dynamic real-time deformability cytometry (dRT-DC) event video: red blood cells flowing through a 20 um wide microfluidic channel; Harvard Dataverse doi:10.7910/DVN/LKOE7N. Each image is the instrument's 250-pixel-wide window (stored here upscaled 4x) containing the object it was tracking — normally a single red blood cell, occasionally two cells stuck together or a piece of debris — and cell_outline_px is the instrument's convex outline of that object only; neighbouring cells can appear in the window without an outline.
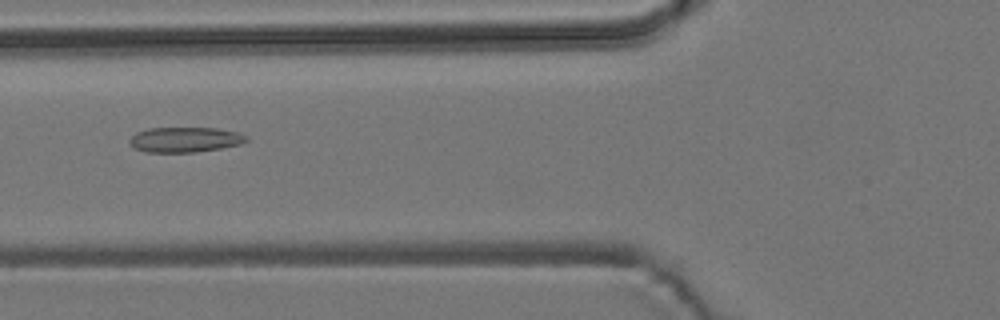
{"species": "common noctule bat (a hibernating species)", "species_latin": "Nyctalus noctula", "temperature_condition": "room temperature", "stored_images_in_passage": 55, "camera_frame_rate_fps": 3000, "um_per_image_px": 0.085, "animal": {"sex": "male", "body_mass_g": 19.2, "forearm_length_mm": 51.8}, "frame": {"image": 1, "passage_image": 21, "time_ms": 6.667, "image_size_px": [1000, 320], "cell_outline_px": [[248, 140], [240, 144], [220, 148], [196, 152], [144, 152], [132, 148], [128, 144], [128, 140], [136, 132], [148, 128], [216, 128], [240, 132], [248, 136]], "centroid_in_image_um": [15.69, 11.87], "position_along_channel_um": 110.1, "area_um2": 17.34}}
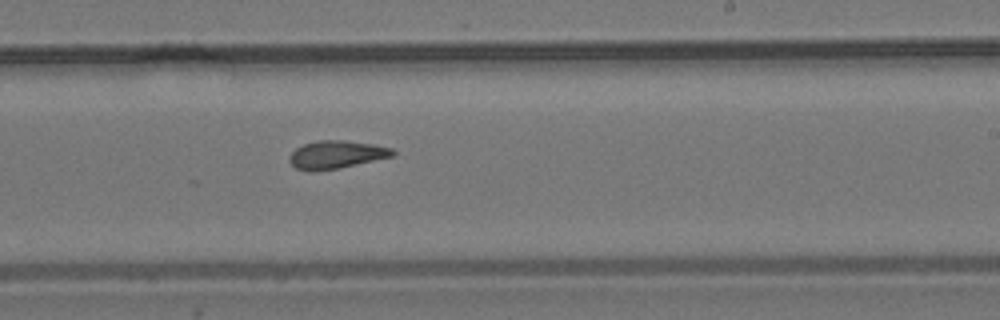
{"frame": {"image": 2, "passage_image": 33, "time_ms": 10.667, "image_size_px": [1000, 320], "cell_outline_px": [[396, 152], [392, 156], [340, 168], [312, 172], [308, 172], [296, 168], [288, 160], [288, 156], [296, 148], [304, 144], [316, 140], [344, 140], [372, 144], [392, 148]], "centroid_in_image_um": [28.54, 13.15], "position_along_channel_um": 260.5, "area_um2": 16.88}}
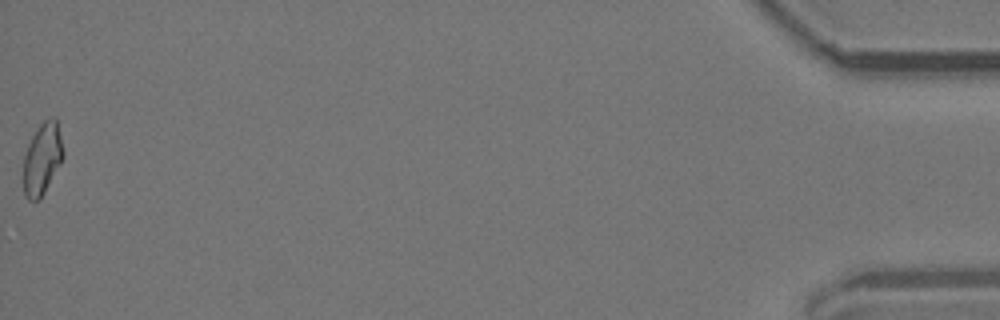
{"frame": {"image": 3, "passage_image": 55, "time_ms": 18.0, "image_size_px": [1000, 320], "cell_outline_px": [[64, 156], [60, 164], [40, 200], [28, 200], [24, 196], [24, 156], [28, 144], [36, 128], [44, 120], [52, 116], [56, 116], [64, 152]], "centroid_in_image_um": [3.6, 13.47], "position_along_channel_um": 431.6, "area_um2": 16.7}, "authors_computed_cell_mechanics": {"area_um2": 16.9932, "velocity_mm_per_s": 3.7581, "shape_relaxation_time_tau1_ms": null, "shape_relaxation_time_tau2_ms": 2.9332, "deformation_change_tau1": null, "deformation_change_tau2": 0.1107}}